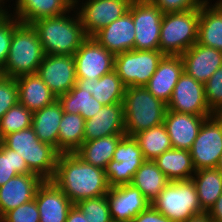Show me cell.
I'll return each instance as SVG.
<instances>
[{
	"mask_svg": "<svg viewBox=\"0 0 222 222\" xmlns=\"http://www.w3.org/2000/svg\"><path fill=\"white\" fill-rule=\"evenodd\" d=\"M52 181L73 204L106 195L110 190L104 169L85 163L75 153H60Z\"/></svg>",
	"mask_w": 222,
	"mask_h": 222,
	"instance_id": "6da1fadb",
	"label": "cell"
},
{
	"mask_svg": "<svg viewBox=\"0 0 222 222\" xmlns=\"http://www.w3.org/2000/svg\"><path fill=\"white\" fill-rule=\"evenodd\" d=\"M31 24L47 55L73 56L87 38L75 7L65 14L41 18Z\"/></svg>",
	"mask_w": 222,
	"mask_h": 222,
	"instance_id": "7a4b0ae2",
	"label": "cell"
},
{
	"mask_svg": "<svg viewBox=\"0 0 222 222\" xmlns=\"http://www.w3.org/2000/svg\"><path fill=\"white\" fill-rule=\"evenodd\" d=\"M0 141L18 153L32 173L43 180H52L60 152L52 145L40 141L32 126L10 133Z\"/></svg>",
	"mask_w": 222,
	"mask_h": 222,
	"instance_id": "3957f363",
	"label": "cell"
},
{
	"mask_svg": "<svg viewBox=\"0 0 222 222\" xmlns=\"http://www.w3.org/2000/svg\"><path fill=\"white\" fill-rule=\"evenodd\" d=\"M45 56L38 34L32 24L18 22L14 27L8 58L0 72L16 78L37 73Z\"/></svg>",
	"mask_w": 222,
	"mask_h": 222,
	"instance_id": "277c9868",
	"label": "cell"
},
{
	"mask_svg": "<svg viewBox=\"0 0 222 222\" xmlns=\"http://www.w3.org/2000/svg\"><path fill=\"white\" fill-rule=\"evenodd\" d=\"M125 135L135 134L163 124L167 104L145 87H126L123 97Z\"/></svg>",
	"mask_w": 222,
	"mask_h": 222,
	"instance_id": "5b68a950",
	"label": "cell"
},
{
	"mask_svg": "<svg viewBox=\"0 0 222 222\" xmlns=\"http://www.w3.org/2000/svg\"><path fill=\"white\" fill-rule=\"evenodd\" d=\"M199 27V9L164 13L159 50L164 55H181L196 42Z\"/></svg>",
	"mask_w": 222,
	"mask_h": 222,
	"instance_id": "8992f818",
	"label": "cell"
},
{
	"mask_svg": "<svg viewBox=\"0 0 222 222\" xmlns=\"http://www.w3.org/2000/svg\"><path fill=\"white\" fill-rule=\"evenodd\" d=\"M151 205L172 222H184L204 212L192 179L170 181Z\"/></svg>",
	"mask_w": 222,
	"mask_h": 222,
	"instance_id": "52a82bcc",
	"label": "cell"
},
{
	"mask_svg": "<svg viewBox=\"0 0 222 222\" xmlns=\"http://www.w3.org/2000/svg\"><path fill=\"white\" fill-rule=\"evenodd\" d=\"M164 54L160 50H130L115 55L114 70L126 87L145 86Z\"/></svg>",
	"mask_w": 222,
	"mask_h": 222,
	"instance_id": "ba28073f",
	"label": "cell"
},
{
	"mask_svg": "<svg viewBox=\"0 0 222 222\" xmlns=\"http://www.w3.org/2000/svg\"><path fill=\"white\" fill-rule=\"evenodd\" d=\"M135 26V50H159L163 12L150 0H133L130 4Z\"/></svg>",
	"mask_w": 222,
	"mask_h": 222,
	"instance_id": "9c48e42d",
	"label": "cell"
},
{
	"mask_svg": "<svg viewBox=\"0 0 222 222\" xmlns=\"http://www.w3.org/2000/svg\"><path fill=\"white\" fill-rule=\"evenodd\" d=\"M190 154L196 171L217 167L222 154V119L219 115L205 119Z\"/></svg>",
	"mask_w": 222,
	"mask_h": 222,
	"instance_id": "30bf717a",
	"label": "cell"
},
{
	"mask_svg": "<svg viewBox=\"0 0 222 222\" xmlns=\"http://www.w3.org/2000/svg\"><path fill=\"white\" fill-rule=\"evenodd\" d=\"M133 0H84L74 7L78 12L87 37H93L98 31L129 11Z\"/></svg>",
	"mask_w": 222,
	"mask_h": 222,
	"instance_id": "8fae6325",
	"label": "cell"
},
{
	"mask_svg": "<svg viewBox=\"0 0 222 222\" xmlns=\"http://www.w3.org/2000/svg\"><path fill=\"white\" fill-rule=\"evenodd\" d=\"M144 161L137 140L133 136L124 135L116 146L112 161L105 168L109 186L131 184Z\"/></svg>",
	"mask_w": 222,
	"mask_h": 222,
	"instance_id": "7c38bea8",
	"label": "cell"
},
{
	"mask_svg": "<svg viewBox=\"0 0 222 222\" xmlns=\"http://www.w3.org/2000/svg\"><path fill=\"white\" fill-rule=\"evenodd\" d=\"M76 78H100L114 70L115 55L87 37L73 55Z\"/></svg>",
	"mask_w": 222,
	"mask_h": 222,
	"instance_id": "4fadbf2b",
	"label": "cell"
},
{
	"mask_svg": "<svg viewBox=\"0 0 222 222\" xmlns=\"http://www.w3.org/2000/svg\"><path fill=\"white\" fill-rule=\"evenodd\" d=\"M167 110L197 116L214 115L205 99L204 84L196 81L185 72L182 73L174 87L171 100L167 104Z\"/></svg>",
	"mask_w": 222,
	"mask_h": 222,
	"instance_id": "5bb4252c",
	"label": "cell"
},
{
	"mask_svg": "<svg viewBox=\"0 0 222 222\" xmlns=\"http://www.w3.org/2000/svg\"><path fill=\"white\" fill-rule=\"evenodd\" d=\"M36 74L57 98L69 92L77 81L75 61L70 55L45 54Z\"/></svg>",
	"mask_w": 222,
	"mask_h": 222,
	"instance_id": "9a60e30c",
	"label": "cell"
},
{
	"mask_svg": "<svg viewBox=\"0 0 222 222\" xmlns=\"http://www.w3.org/2000/svg\"><path fill=\"white\" fill-rule=\"evenodd\" d=\"M106 198L113 222H130L151 204L132 184L110 187Z\"/></svg>",
	"mask_w": 222,
	"mask_h": 222,
	"instance_id": "2e32d148",
	"label": "cell"
},
{
	"mask_svg": "<svg viewBox=\"0 0 222 222\" xmlns=\"http://www.w3.org/2000/svg\"><path fill=\"white\" fill-rule=\"evenodd\" d=\"M35 201L39 210V222H66L74 205L52 180L42 182L36 191Z\"/></svg>",
	"mask_w": 222,
	"mask_h": 222,
	"instance_id": "e0dca14e",
	"label": "cell"
},
{
	"mask_svg": "<svg viewBox=\"0 0 222 222\" xmlns=\"http://www.w3.org/2000/svg\"><path fill=\"white\" fill-rule=\"evenodd\" d=\"M11 1L13 3L10 6ZM73 7L71 0H15V2L7 0L4 10L14 15L20 22L31 24L41 18L65 14Z\"/></svg>",
	"mask_w": 222,
	"mask_h": 222,
	"instance_id": "ac0fdd59",
	"label": "cell"
},
{
	"mask_svg": "<svg viewBox=\"0 0 222 222\" xmlns=\"http://www.w3.org/2000/svg\"><path fill=\"white\" fill-rule=\"evenodd\" d=\"M210 116H197L167 110L163 124L170 137L172 147L190 151L201 126Z\"/></svg>",
	"mask_w": 222,
	"mask_h": 222,
	"instance_id": "d6986e66",
	"label": "cell"
},
{
	"mask_svg": "<svg viewBox=\"0 0 222 222\" xmlns=\"http://www.w3.org/2000/svg\"><path fill=\"white\" fill-rule=\"evenodd\" d=\"M180 56L184 72L203 84L222 66V51L197 42Z\"/></svg>",
	"mask_w": 222,
	"mask_h": 222,
	"instance_id": "ffe728a7",
	"label": "cell"
},
{
	"mask_svg": "<svg viewBox=\"0 0 222 222\" xmlns=\"http://www.w3.org/2000/svg\"><path fill=\"white\" fill-rule=\"evenodd\" d=\"M43 181L36 174H18L0 186V218L6 212L35 199Z\"/></svg>",
	"mask_w": 222,
	"mask_h": 222,
	"instance_id": "44dd1931",
	"label": "cell"
},
{
	"mask_svg": "<svg viewBox=\"0 0 222 222\" xmlns=\"http://www.w3.org/2000/svg\"><path fill=\"white\" fill-rule=\"evenodd\" d=\"M183 72L184 66L180 55H164L155 73L144 87L154 97L168 104Z\"/></svg>",
	"mask_w": 222,
	"mask_h": 222,
	"instance_id": "7402d4cb",
	"label": "cell"
},
{
	"mask_svg": "<svg viewBox=\"0 0 222 222\" xmlns=\"http://www.w3.org/2000/svg\"><path fill=\"white\" fill-rule=\"evenodd\" d=\"M93 38L114 55L133 50L135 26L131 12L102 28Z\"/></svg>",
	"mask_w": 222,
	"mask_h": 222,
	"instance_id": "603a6c76",
	"label": "cell"
},
{
	"mask_svg": "<svg viewBox=\"0 0 222 222\" xmlns=\"http://www.w3.org/2000/svg\"><path fill=\"white\" fill-rule=\"evenodd\" d=\"M117 134H125L123 103L103 106L85 121L84 141Z\"/></svg>",
	"mask_w": 222,
	"mask_h": 222,
	"instance_id": "cb8c5ba5",
	"label": "cell"
},
{
	"mask_svg": "<svg viewBox=\"0 0 222 222\" xmlns=\"http://www.w3.org/2000/svg\"><path fill=\"white\" fill-rule=\"evenodd\" d=\"M75 85L81 90L89 91L104 106L122 103L126 90L115 70L100 78H77Z\"/></svg>",
	"mask_w": 222,
	"mask_h": 222,
	"instance_id": "d4e9b609",
	"label": "cell"
},
{
	"mask_svg": "<svg viewBox=\"0 0 222 222\" xmlns=\"http://www.w3.org/2000/svg\"><path fill=\"white\" fill-rule=\"evenodd\" d=\"M197 43L222 51V0H207L199 9Z\"/></svg>",
	"mask_w": 222,
	"mask_h": 222,
	"instance_id": "484cf974",
	"label": "cell"
},
{
	"mask_svg": "<svg viewBox=\"0 0 222 222\" xmlns=\"http://www.w3.org/2000/svg\"><path fill=\"white\" fill-rule=\"evenodd\" d=\"M16 82L19 103L32 112L57 100V97L36 73L18 76Z\"/></svg>",
	"mask_w": 222,
	"mask_h": 222,
	"instance_id": "4316f807",
	"label": "cell"
},
{
	"mask_svg": "<svg viewBox=\"0 0 222 222\" xmlns=\"http://www.w3.org/2000/svg\"><path fill=\"white\" fill-rule=\"evenodd\" d=\"M63 109L58 100L44 108L34 111L32 128L40 141L48 143L58 150L59 124Z\"/></svg>",
	"mask_w": 222,
	"mask_h": 222,
	"instance_id": "83f0119b",
	"label": "cell"
},
{
	"mask_svg": "<svg viewBox=\"0 0 222 222\" xmlns=\"http://www.w3.org/2000/svg\"><path fill=\"white\" fill-rule=\"evenodd\" d=\"M154 161L169 181L189 180L196 171L187 150L171 148Z\"/></svg>",
	"mask_w": 222,
	"mask_h": 222,
	"instance_id": "f1b7e54d",
	"label": "cell"
},
{
	"mask_svg": "<svg viewBox=\"0 0 222 222\" xmlns=\"http://www.w3.org/2000/svg\"><path fill=\"white\" fill-rule=\"evenodd\" d=\"M125 134L110 135L92 141H84L74 152L85 163L104 169L113 159L116 146Z\"/></svg>",
	"mask_w": 222,
	"mask_h": 222,
	"instance_id": "f546056e",
	"label": "cell"
},
{
	"mask_svg": "<svg viewBox=\"0 0 222 222\" xmlns=\"http://www.w3.org/2000/svg\"><path fill=\"white\" fill-rule=\"evenodd\" d=\"M191 179L202 210L208 212L222 194V172L217 168L201 169L195 171Z\"/></svg>",
	"mask_w": 222,
	"mask_h": 222,
	"instance_id": "4dcf8cb0",
	"label": "cell"
},
{
	"mask_svg": "<svg viewBox=\"0 0 222 222\" xmlns=\"http://www.w3.org/2000/svg\"><path fill=\"white\" fill-rule=\"evenodd\" d=\"M169 182L154 160H145L133 176L131 184L151 203Z\"/></svg>",
	"mask_w": 222,
	"mask_h": 222,
	"instance_id": "1f68e13d",
	"label": "cell"
},
{
	"mask_svg": "<svg viewBox=\"0 0 222 222\" xmlns=\"http://www.w3.org/2000/svg\"><path fill=\"white\" fill-rule=\"evenodd\" d=\"M85 121L80 114L63 112L58 134V151L60 153H74L83 144Z\"/></svg>",
	"mask_w": 222,
	"mask_h": 222,
	"instance_id": "d6a6232c",
	"label": "cell"
},
{
	"mask_svg": "<svg viewBox=\"0 0 222 222\" xmlns=\"http://www.w3.org/2000/svg\"><path fill=\"white\" fill-rule=\"evenodd\" d=\"M57 100L63 112L80 114L85 120L93 117L104 106L93 98L89 91L81 90L76 85L66 94L60 95Z\"/></svg>",
	"mask_w": 222,
	"mask_h": 222,
	"instance_id": "836d02e7",
	"label": "cell"
},
{
	"mask_svg": "<svg viewBox=\"0 0 222 222\" xmlns=\"http://www.w3.org/2000/svg\"><path fill=\"white\" fill-rule=\"evenodd\" d=\"M133 137L137 140L145 160H155L173 148L164 124L141 131Z\"/></svg>",
	"mask_w": 222,
	"mask_h": 222,
	"instance_id": "e575fe53",
	"label": "cell"
},
{
	"mask_svg": "<svg viewBox=\"0 0 222 222\" xmlns=\"http://www.w3.org/2000/svg\"><path fill=\"white\" fill-rule=\"evenodd\" d=\"M33 112L19 102L0 119V140L10 133L32 126Z\"/></svg>",
	"mask_w": 222,
	"mask_h": 222,
	"instance_id": "d590c367",
	"label": "cell"
},
{
	"mask_svg": "<svg viewBox=\"0 0 222 222\" xmlns=\"http://www.w3.org/2000/svg\"><path fill=\"white\" fill-rule=\"evenodd\" d=\"M18 174L32 173L24 159L0 141V186Z\"/></svg>",
	"mask_w": 222,
	"mask_h": 222,
	"instance_id": "8d00e7d4",
	"label": "cell"
},
{
	"mask_svg": "<svg viewBox=\"0 0 222 222\" xmlns=\"http://www.w3.org/2000/svg\"><path fill=\"white\" fill-rule=\"evenodd\" d=\"M75 205L84 213L88 222H113L106 195L83 199Z\"/></svg>",
	"mask_w": 222,
	"mask_h": 222,
	"instance_id": "74e56055",
	"label": "cell"
},
{
	"mask_svg": "<svg viewBox=\"0 0 222 222\" xmlns=\"http://www.w3.org/2000/svg\"><path fill=\"white\" fill-rule=\"evenodd\" d=\"M19 20L4 9L0 12V72L8 58L14 27Z\"/></svg>",
	"mask_w": 222,
	"mask_h": 222,
	"instance_id": "f35d334b",
	"label": "cell"
},
{
	"mask_svg": "<svg viewBox=\"0 0 222 222\" xmlns=\"http://www.w3.org/2000/svg\"><path fill=\"white\" fill-rule=\"evenodd\" d=\"M204 90L210 111L218 115L222 111V66L204 83Z\"/></svg>",
	"mask_w": 222,
	"mask_h": 222,
	"instance_id": "ab89813d",
	"label": "cell"
},
{
	"mask_svg": "<svg viewBox=\"0 0 222 222\" xmlns=\"http://www.w3.org/2000/svg\"><path fill=\"white\" fill-rule=\"evenodd\" d=\"M19 102L16 78L0 75V119Z\"/></svg>",
	"mask_w": 222,
	"mask_h": 222,
	"instance_id": "60d3db41",
	"label": "cell"
},
{
	"mask_svg": "<svg viewBox=\"0 0 222 222\" xmlns=\"http://www.w3.org/2000/svg\"><path fill=\"white\" fill-rule=\"evenodd\" d=\"M39 210L35 199L6 212L0 222H39Z\"/></svg>",
	"mask_w": 222,
	"mask_h": 222,
	"instance_id": "b9f144b4",
	"label": "cell"
},
{
	"mask_svg": "<svg viewBox=\"0 0 222 222\" xmlns=\"http://www.w3.org/2000/svg\"><path fill=\"white\" fill-rule=\"evenodd\" d=\"M163 13L184 12L200 9L207 0H150Z\"/></svg>",
	"mask_w": 222,
	"mask_h": 222,
	"instance_id": "7bdbcfd3",
	"label": "cell"
},
{
	"mask_svg": "<svg viewBox=\"0 0 222 222\" xmlns=\"http://www.w3.org/2000/svg\"><path fill=\"white\" fill-rule=\"evenodd\" d=\"M130 222H172L162 213L157 211L151 204L141 213H139Z\"/></svg>",
	"mask_w": 222,
	"mask_h": 222,
	"instance_id": "ee69618b",
	"label": "cell"
},
{
	"mask_svg": "<svg viewBox=\"0 0 222 222\" xmlns=\"http://www.w3.org/2000/svg\"><path fill=\"white\" fill-rule=\"evenodd\" d=\"M208 214L216 222H222V194L218 197L214 205L209 209Z\"/></svg>",
	"mask_w": 222,
	"mask_h": 222,
	"instance_id": "f6af8a7d",
	"label": "cell"
},
{
	"mask_svg": "<svg viewBox=\"0 0 222 222\" xmlns=\"http://www.w3.org/2000/svg\"><path fill=\"white\" fill-rule=\"evenodd\" d=\"M66 222H88L84 213L74 204L70 209Z\"/></svg>",
	"mask_w": 222,
	"mask_h": 222,
	"instance_id": "bcb514c9",
	"label": "cell"
},
{
	"mask_svg": "<svg viewBox=\"0 0 222 222\" xmlns=\"http://www.w3.org/2000/svg\"><path fill=\"white\" fill-rule=\"evenodd\" d=\"M184 222H213L208 212H202L197 215H193Z\"/></svg>",
	"mask_w": 222,
	"mask_h": 222,
	"instance_id": "7dc6e473",
	"label": "cell"
},
{
	"mask_svg": "<svg viewBox=\"0 0 222 222\" xmlns=\"http://www.w3.org/2000/svg\"><path fill=\"white\" fill-rule=\"evenodd\" d=\"M216 168L222 172V154L220 156V159H219V162H218Z\"/></svg>",
	"mask_w": 222,
	"mask_h": 222,
	"instance_id": "c3c4849f",
	"label": "cell"
},
{
	"mask_svg": "<svg viewBox=\"0 0 222 222\" xmlns=\"http://www.w3.org/2000/svg\"><path fill=\"white\" fill-rule=\"evenodd\" d=\"M80 1H84V0H71L73 6H75L77 3H79Z\"/></svg>",
	"mask_w": 222,
	"mask_h": 222,
	"instance_id": "681fc988",
	"label": "cell"
},
{
	"mask_svg": "<svg viewBox=\"0 0 222 222\" xmlns=\"http://www.w3.org/2000/svg\"><path fill=\"white\" fill-rule=\"evenodd\" d=\"M7 0H0V6H5Z\"/></svg>",
	"mask_w": 222,
	"mask_h": 222,
	"instance_id": "f907efd6",
	"label": "cell"
},
{
	"mask_svg": "<svg viewBox=\"0 0 222 222\" xmlns=\"http://www.w3.org/2000/svg\"><path fill=\"white\" fill-rule=\"evenodd\" d=\"M4 9V6H0V12Z\"/></svg>",
	"mask_w": 222,
	"mask_h": 222,
	"instance_id": "816d5d0a",
	"label": "cell"
},
{
	"mask_svg": "<svg viewBox=\"0 0 222 222\" xmlns=\"http://www.w3.org/2000/svg\"><path fill=\"white\" fill-rule=\"evenodd\" d=\"M220 117H221V119H222V111L218 114Z\"/></svg>",
	"mask_w": 222,
	"mask_h": 222,
	"instance_id": "f5cc1de1",
	"label": "cell"
}]
</instances>
